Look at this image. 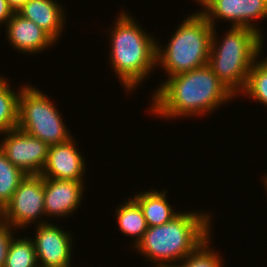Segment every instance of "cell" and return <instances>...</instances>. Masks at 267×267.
Here are the masks:
<instances>
[{
  "mask_svg": "<svg viewBox=\"0 0 267 267\" xmlns=\"http://www.w3.org/2000/svg\"><path fill=\"white\" fill-rule=\"evenodd\" d=\"M155 91L150 113L167 120L205 116L236 97L208 65L170 76Z\"/></svg>",
  "mask_w": 267,
  "mask_h": 267,
  "instance_id": "cell-1",
  "label": "cell"
},
{
  "mask_svg": "<svg viewBox=\"0 0 267 267\" xmlns=\"http://www.w3.org/2000/svg\"><path fill=\"white\" fill-rule=\"evenodd\" d=\"M211 217L204 210L180 212L165 224L148 227L134 249L155 266L180 263L210 237Z\"/></svg>",
  "mask_w": 267,
  "mask_h": 267,
  "instance_id": "cell-2",
  "label": "cell"
},
{
  "mask_svg": "<svg viewBox=\"0 0 267 267\" xmlns=\"http://www.w3.org/2000/svg\"><path fill=\"white\" fill-rule=\"evenodd\" d=\"M119 11L110 35V58L124 91L130 93L154 71L157 55V40L144 31L141 25L128 14ZM130 91V92H129Z\"/></svg>",
  "mask_w": 267,
  "mask_h": 267,
  "instance_id": "cell-3",
  "label": "cell"
},
{
  "mask_svg": "<svg viewBox=\"0 0 267 267\" xmlns=\"http://www.w3.org/2000/svg\"><path fill=\"white\" fill-rule=\"evenodd\" d=\"M213 27L208 66L220 81L236 96L246 86L254 62L261 56L263 35L252 28L231 27L217 40Z\"/></svg>",
  "mask_w": 267,
  "mask_h": 267,
  "instance_id": "cell-4",
  "label": "cell"
},
{
  "mask_svg": "<svg viewBox=\"0 0 267 267\" xmlns=\"http://www.w3.org/2000/svg\"><path fill=\"white\" fill-rule=\"evenodd\" d=\"M197 12L184 18L164 49L157 42L156 66L168 78L208 65L213 27Z\"/></svg>",
  "mask_w": 267,
  "mask_h": 267,
  "instance_id": "cell-5",
  "label": "cell"
},
{
  "mask_svg": "<svg viewBox=\"0 0 267 267\" xmlns=\"http://www.w3.org/2000/svg\"><path fill=\"white\" fill-rule=\"evenodd\" d=\"M48 96L31 85L21 86L17 128L50 146L67 142L73 135Z\"/></svg>",
  "mask_w": 267,
  "mask_h": 267,
  "instance_id": "cell-6",
  "label": "cell"
},
{
  "mask_svg": "<svg viewBox=\"0 0 267 267\" xmlns=\"http://www.w3.org/2000/svg\"><path fill=\"white\" fill-rule=\"evenodd\" d=\"M44 215V178L41 175H26L11 200L0 211V216L15 231L35 224V221L37 225L49 222L44 219L39 221Z\"/></svg>",
  "mask_w": 267,
  "mask_h": 267,
  "instance_id": "cell-7",
  "label": "cell"
},
{
  "mask_svg": "<svg viewBox=\"0 0 267 267\" xmlns=\"http://www.w3.org/2000/svg\"><path fill=\"white\" fill-rule=\"evenodd\" d=\"M0 150L26 175H40L47 162L49 145L15 128L2 134ZM3 140V141H2Z\"/></svg>",
  "mask_w": 267,
  "mask_h": 267,
  "instance_id": "cell-8",
  "label": "cell"
},
{
  "mask_svg": "<svg viewBox=\"0 0 267 267\" xmlns=\"http://www.w3.org/2000/svg\"><path fill=\"white\" fill-rule=\"evenodd\" d=\"M202 8L199 12L212 27L217 25L216 20L220 22L221 19L230 21L232 27L252 28L262 35L253 20H266L267 0H208Z\"/></svg>",
  "mask_w": 267,
  "mask_h": 267,
  "instance_id": "cell-9",
  "label": "cell"
},
{
  "mask_svg": "<svg viewBox=\"0 0 267 267\" xmlns=\"http://www.w3.org/2000/svg\"><path fill=\"white\" fill-rule=\"evenodd\" d=\"M34 228L36 231L32 241L39 267H71L72 233L52 222L40 224Z\"/></svg>",
  "mask_w": 267,
  "mask_h": 267,
  "instance_id": "cell-10",
  "label": "cell"
},
{
  "mask_svg": "<svg viewBox=\"0 0 267 267\" xmlns=\"http://www.w3.org/2000/svg\"><path fill=\"white\" fill-rule=\"evenodd\" d=\"M74 137L67 142L50 145L43 178L85 181L86 166L82 152H79Z\"/></svg>",
  "mask_w": 267,
  "mask_h": 267,
  "instance_id": "cell-11",
  "label": "cell"
},
{
  "mask_svg": "<svg viewBox=\"0 0 267 267\" xmlns=\"http://www.w3.org/2000/svg\"><path fill=\"white\" fill-rule=\"evenodd\" d=\"M84 185L83 181L44 178L45 216L60 219L78 211Z\"/></svg>",
  "mask_w": 267,
  "mask_h": 267,
  "instance_id": "cell-12",
  "label": "cell"
},
{
  "mask_svg": "<svg viewBox=\"0 0 267 267\" xmlns=\"http://www.w3.org/2000/svg\"><path fill=\"white\" fill-rule=\"evenodd\" d=\"M5 26L9 44L18 52L35 55L56 43L48 33L18 12H14Z\"/></svg>",
  "mask_w": 267,
  "mask_h": 267,
  "instance_id": "cell-13",
  "label": "cell"
},
{
  "mask_svg": "<svg viewBox=\"0 0 267 267\" xmlns=\"http://www.w3.org/2000/svg\"><path fill=\"white\" fill-rule=\"evenodd\" d=\"M57 0H28L17 12L29 19L56 42L64 30L65 10Z\"/></svg>",
  "mask_w": 267,
  "mask_h": 267,
  "instance_id": "cell-14",
  "label": "cell"
},
{
  "mask_svg": "<svg viewBox=\"0 0 267 267\" xmlns=\"http://www.w3.org/2000/svg\"><path fill=\"white\" fill-rule=\"evenodd\" d=\"M166 192L167 190L151 189L132 197L139 204L148 227L165 224L180 213L174 211L172 205L169 204Z\"/></svg>",
  "mask_w": 267,
  "mask_h": 267,
  "instance_id": "cell-15",
  "label": "cell"
},
{
  "mask_svg": "<svg viewBox=\"0 0 267 267\" xmlns=\"http://www.w3.org/2000/svg\"><path fill=\"white\" fill-rule=\"evenodd\" d=\"M115 210L118 230L127 237H133L132 244L135 248L148 228L139 204L133 198H128V201L126 200Z\"/></svg>",
  "mask_w": 267,
  "mask_h": 267,
  "instance_id": "cell-16",
  "label": "cell"
},
{
  "mask_svg": "<svg viewBox=\"0 0 267 267\" xmlns=\"http://www.w3.org/2000/svg\"><path fill=\"white\" fill-rule=\"evenodd\" d=\"M11 86L5 77L0 76V134L17 128L18 124L21 88L15 92Z\"/></svg>",
  "mask_w": 267,
  "mask_h": 267,
  "instance_id": "cell-17",
  "label": "cell"
},
{
  "mask_svg": "<svg viewBox=\"0 0 267 267\" xmlns=\"http://www.w3.org/2000/svg\"><path fill=\"white\" fill-rule=\"evenodd\" d=\"M242 93L267 107V56L254 62Z\"/></svg>",
  "mask_w": 267,
  "mask_h": 267,
  "instance_id": "cell-18",
  "label": "cell"
},
{
  "mask_svg": "<svg viewBox=\"0 0 267 267\" xmlns=\"http://www.w3.org/2000/svg\"><path fill=\"white\" fill-rule=\"evenodd\" d=\"M4 267H39L31 237L12 238Z\"/></svg>",
  "mask_w": 267,
  "mask_h": 267,
  "instance_id": "cell-19",
  "label": "cell"
},
{
  "mask_svg": "<svg viewBox=\"0 0 267 267\" xmlns=\"http://www.w3.org/2000/svg\"><path fill=\"white\" fill-rule=\"evenodd\" d=\"M26 174L14 166L0 150V211L11 200Z\"/></svg>",
  "mask_w": 267,
  "mask_h": 267,
  "instance_id": "cell-20",
  "label": "cell"
},
{
  "mask_svg": "<svg viewBox=\"0 0 267 267\" xmlns=\"http://www.w3.org/2000/svg\"><path fill=\"white\" fill-rule=\"evenodd\" d=\"M211 236L204 241L194 252L188 255L180 264L183 267H222V257L216 250L210 248ZM210 239V240H209ZM209 246V247H208ZM215 251V252H214Z\"/></svg>",
  "mask_w": 267,
  "mask_h": 267,
  "instance_id": "cell-21",
  "label": "cell"
},
{
  "mask_svg": "<svg viewBox=\"0 0 267 267\" xmlns=\"http://www.w3.org/2000/svg\"><path fill=\"white\" fill-rule=\"evenodd\" d=\"M1 216H0V267H4L8 255L10 242L14 237V230ZM14 232V233H12Z\"/></svg>",
  "mask_w": 267,
  "mask_h": 267,
  "instance_id": "cell-22",
  "label": "cell"
},
{
  "mask_svg": "<svg viewBox=\"0 0 267 267\" xmlns=\"http://www.w3.org/2000/svg\"><path fill=\"white\" fill-rule=\"evenodd\" d=\"M13 14L14 11L10 7L8 1L0 0V24L1 23L7 24V22L10 20Z\"/></svg>",
  "mask_w": 267,
  "mask_h": 267,
  "instance_id": "cell-23",
  "label": "cell"
},
{
  "mask_svg": "<svg viewBox=\"0 0 267 267\" xmlns=\"http://www.w3.org/2000/svg\"><path fill=\"white\" fill-rule=\"evenodd\" d=\"M14 12H17L28 0H7Z\"/></svg>",
  "mask_w": 267,
  "mask_h": 267,
  "instance_id": "cell-24",
  "label": "cell"
},
{
  "mask_svg": "<svg viewBox=\"0 0 267 267\" xmlns=\"http://www.w3.org/2000/svg\"><path fill=\"white\" fill-rule=\"evenodd\" d=\"M155 267H183L180 263L160 264Z\"/></svg>",
  "mask_w": 267,
  "mask_h": 267,
  "instance_id": "cell-25",
  "label": "cell"
},
{
  "mask_svg": "<svg viewBox=\"0 0 267 267\" xmlns=\"http://www.w3.org/2000/svg\"><path fill=\"white\" fill-rule=\"evenodd\" d=\"M197 4L203 6L208 0H196Z\"/></svg>",
  "mask_w": 267,
  "mask_h": 267,
  "instance_id": "cell-26",
  "label": "cell"
},
{
  "mask_svg": "<svg viewBox=\"0 0 267 267\" xmlns=\"http://www.w3.org/2000/svg\"><path fill=\"white\" fill-rule=\"evenodd\" d=\"M266 177H264V181H262V182H264V185H265V187L264 188H266V190H267V174L265 175Z\"/></svg>",
  "mask_w": 267,
  "mask_h": 267,
  "instance_id": "cell-27",
  "label": "cell"
}]
</instances>
